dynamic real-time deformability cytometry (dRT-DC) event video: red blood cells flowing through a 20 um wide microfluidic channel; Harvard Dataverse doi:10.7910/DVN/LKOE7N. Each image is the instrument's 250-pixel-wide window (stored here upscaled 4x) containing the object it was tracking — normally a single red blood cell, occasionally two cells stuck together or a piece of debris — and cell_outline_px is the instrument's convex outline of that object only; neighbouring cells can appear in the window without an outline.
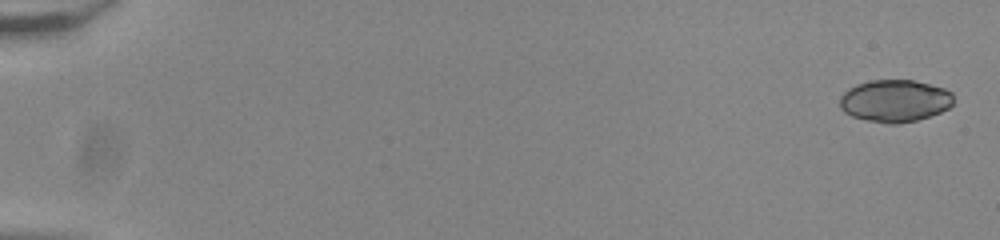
{"species": "common noctule bat (a hibernating species)", "species_latin": "Nyctalus noctula", "temperature_condition": "room temperature", "stored_images_in_passage": 54, "camera_frame_rate_fps": 3000, "um_per_image_px": 0.085, "animal": {"sex": "male", "body_mass_g": 20.0, "forearm_length_mm": 53.3}, "frame": {"image": 1, "passage_image": 1, "time_ms": 0.0, "image_size_px": [1000, 240], "cell_outline_px": [[952, 104], [948, 108], [940, 112], [916, 120], [896, 124], [888, 124], [868, 120], [852, 116], [844, 112], [840, 108], [840, 96], [848, 88], [856, 84], [872, 80], [912, 80], [944, 88], [952, 92]], "centroid_in_image_um": [76.03, 8.57], "position_along_channel_um": 9.0, "area_um2": 27.86}}
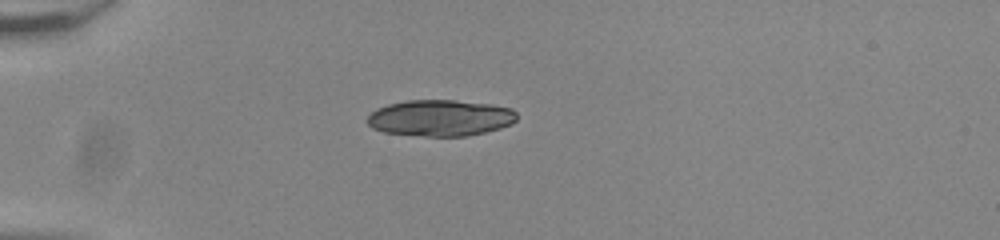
{"frame": {"image": 2, "passage_image": 16, "time_ms": 5.0, "image_size_px": [1000, 240], "cell_outline_px": [[516, 120], [512, 124], [500, 128], [468, 136], [424, 136], [384, 132], [372, 128], [368, 124], [368, 116], [376, 108], [388, 104], [408, 100], [456, 100], [488, 104], [512, 108], [516, 112]], "centroid_in_image_um": [37.43, 10.02], "position_along_channel_um": 47.6, "area_um2": 31.62}}